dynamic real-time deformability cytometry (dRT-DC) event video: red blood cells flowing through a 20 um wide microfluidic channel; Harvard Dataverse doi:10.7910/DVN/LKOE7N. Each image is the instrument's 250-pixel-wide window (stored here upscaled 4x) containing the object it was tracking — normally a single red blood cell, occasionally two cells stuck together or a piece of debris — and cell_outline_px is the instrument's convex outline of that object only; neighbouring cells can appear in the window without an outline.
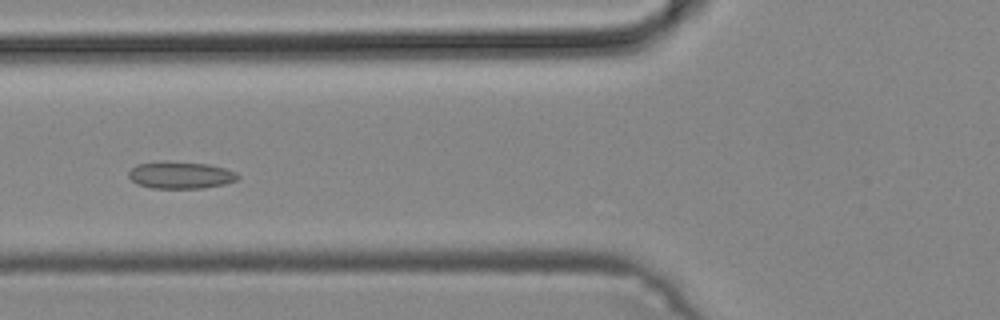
{"species": "common noctule bat (a hibernating species)", "species_latin": "Nyctalus noctula", "temperature_condition": "cold", "stored_images_in_passage": 49, "camera_frame_rate_fps": 3000, "um_per_image_px": 0.085, "animal": {"sex": "male", "body_mass_g": 19.2, "forearm_length_mm": 51.8}, "frame": {"image": 1, "passage_image": 19, "time_ms": 6.0, "image_size_px": [1000, 320], "cell_outline_px": [[240, 176], [236, 180], [224, 184], [204, 188], [152, 188], [136, 184], [128, 176], [128, 172], [136, 164], [164, 160], [208, 164], [224, 168], [236, 172]], "centroid_in_image_um": [15.32, 14.87], "position_along_channel_um": 110.5, "area_um2": 17.4}}
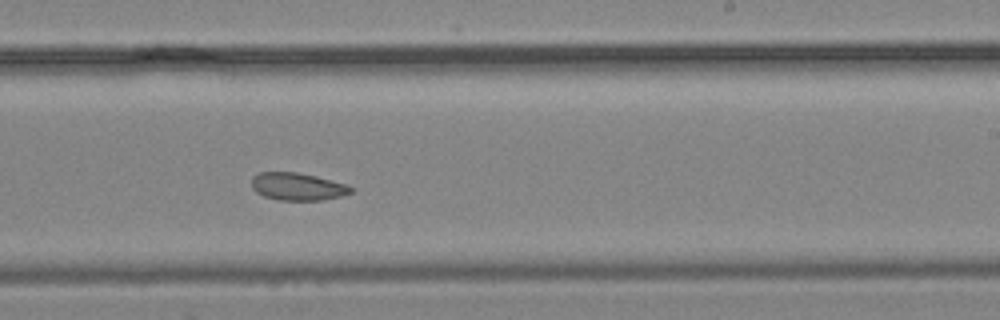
{"frame": {"image": 2, "passage_image": 30, "time_ms": 9.667, "image_size_px": [1000, 320], "cell_outline_px": [[352, 192], [340, 196], [320, 200], [280, 200], [264, 196], [256, 192], [252, 188], [252, 176], [260, 172], [296, 172], [316, 176], [348, 184], [352, 188]], "centroid_in_image_um": [25.28, 15.85], "position_along_channel_um": 263.7, "area_um2": 15.9}}
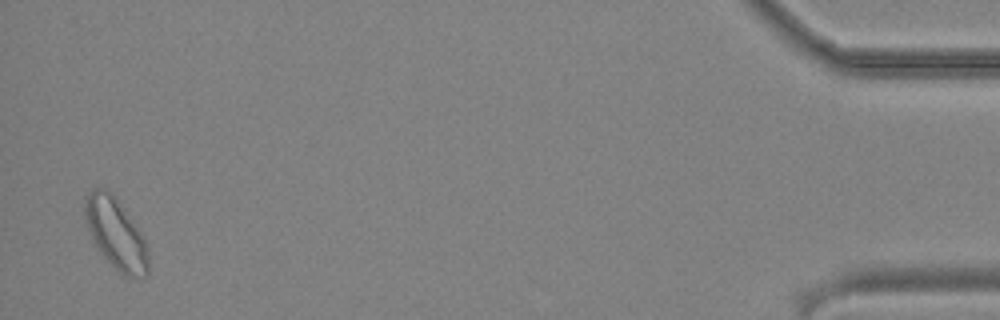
{"frame": {"image": 3, "passage_image": 48, "time_ms": 15.667, "image_size_px": [1000, 320], "cell_outline_px": [[148, 276], [124, 276], [100, 252], [92, 240], [84, 220], [84, 196], [92, 188], [104, 188], [112, 192], [116, 196], [148, 244]], "centroid_in_image_um": [9.82, 19.81], "position_along_channel_um": 425.4, "area_um2": 26.3}}